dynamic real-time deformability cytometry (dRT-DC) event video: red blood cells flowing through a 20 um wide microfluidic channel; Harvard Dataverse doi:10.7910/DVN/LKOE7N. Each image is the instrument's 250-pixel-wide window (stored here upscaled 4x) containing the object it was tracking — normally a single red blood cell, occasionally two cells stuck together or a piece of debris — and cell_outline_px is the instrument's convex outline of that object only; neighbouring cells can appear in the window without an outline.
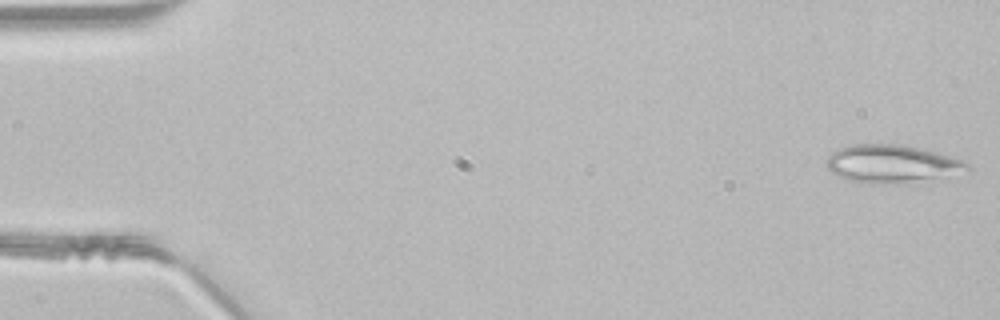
{"species": "common noctule bat (a hibernating species)", "species_latin": "Nyctalus noctula", "temperature_condition": "room temperature", "stored_images_in_passage": 47, "segment_of_instrument_passage": [1, 2], "camera_frame_rate_fps": 3000, "um_per_image_px": 0.085, "animal": {"sex": "male", "body_mass_g": 21.5, "forearm_length_mm": 52.0}, "frame": {"image": 1, "passage_image": 1, "time_ms": 0.0, "image_size_px": [1000, 320], "cell_outline_px": [[972, 168], [968, 172], [888, 184], [868, 184], [848, 180], [832, 172], [828, 168], [828, 156], [832, 152], [840, 148], [852, 144], [904, 144], [920, 148], [948, 156], [960, 160], [968, 164]], "centroid_in_image_um": [75.78, 13.91], "position_along_channel_um": 9.2, "area_um2": 30.58}}
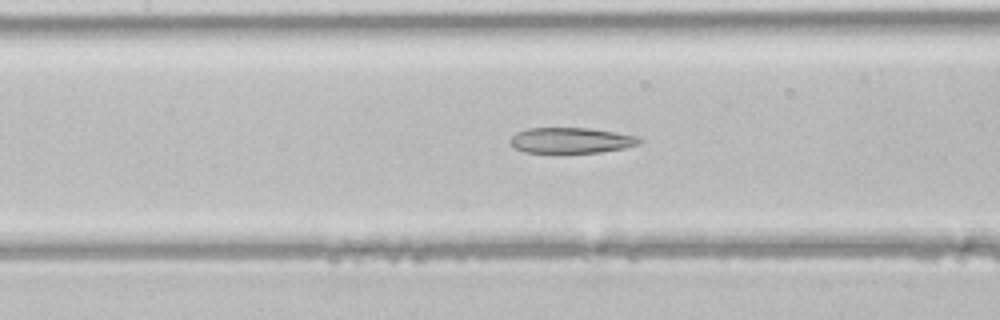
{"frame": {"image": 2, "passage_image": 21, "time_ms": 6.667, "image_size_px": [1000, 320], "cell_outline_px": [[644, 140], [640, 144], [624, 148], [600, 152], [524, 152], [508, 144], [508, 140], [516, 132], [528, 128], [588, 128], [640, 136]], "centroid_in_image_um": [48.55, 11.92], "position_along_channel_um": 158.8, "area_um2": 19.36}}
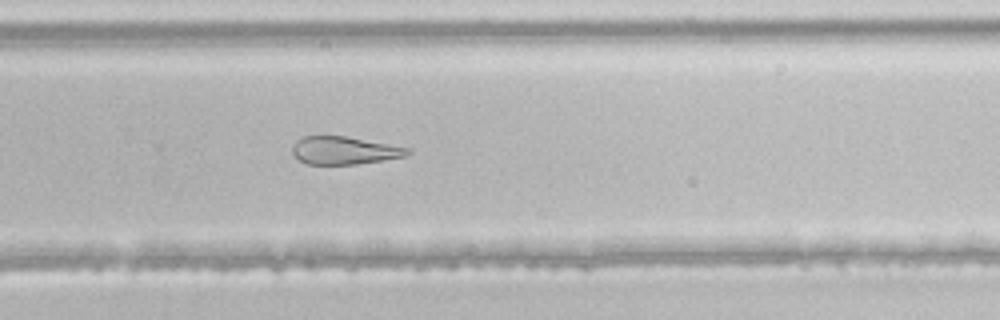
{"frame": {"image": 3, "passage_image": 31, "time_ms": 10.0, "image_size_px": [1000, 320], "cell_outline_px": [[412, 152], [404, 156], [356, 164], [308, 164], [300, 160], [292, 152], [292, 148], [296, 140], [304, 136], [344, 136], [412, 148]], "centroid_in_image_um": [29.27, 12.78], "position_along_channel_um": 300.5, "area_um2": 18.44}}